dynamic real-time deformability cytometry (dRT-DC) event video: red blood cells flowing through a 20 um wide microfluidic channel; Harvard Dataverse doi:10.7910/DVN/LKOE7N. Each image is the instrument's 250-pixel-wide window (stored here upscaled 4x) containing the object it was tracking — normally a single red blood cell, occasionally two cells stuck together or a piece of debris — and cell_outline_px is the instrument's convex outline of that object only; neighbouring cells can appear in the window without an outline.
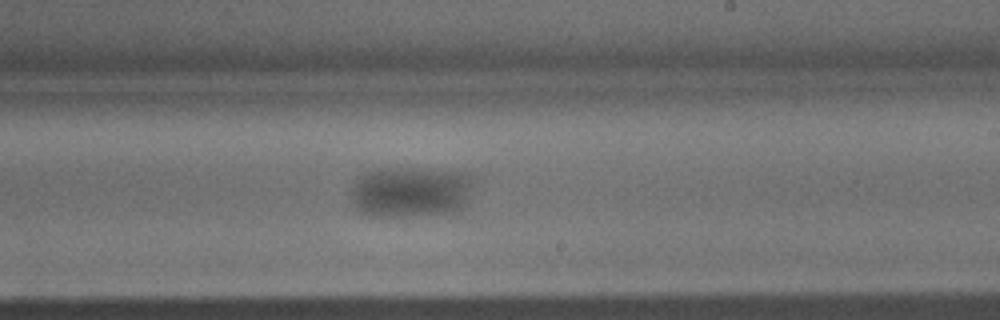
{"species": "common noctule bat (a hibernating species)", "species_latin": "Nyctalus noctula", "temperature_condition": "warm", "stored_images_in_passage": 36, "camera_frame_rate_fps": 3000, "um_per_image_px": 0.085, "animal": {"sex": "male", "body_mass_g": 15.6}, "frame": {"image": 1, "passage_image": 21, "time_ms": 6.667, "image_size_px": [1000, 320], "cell_outline_px": [[472, 184], [468, 196], [460, 212], [404, 216], [368, 216], [360, 212], [352, 204], [352, 188], [356, 180], [360, 176], [368, 172], [380, 168], [412, 168], [468, 172], [472, 176]], "centroid_in_image_um": [34.91, 16.31], "position_along_channel_um": 254.1, "area_um2": 36.53}}
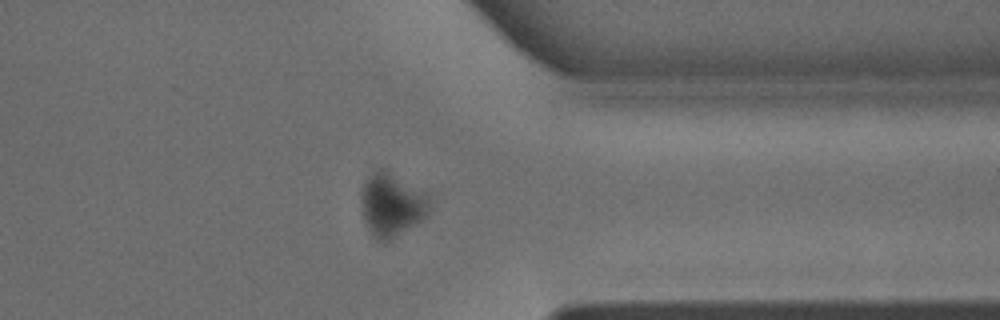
{"frame": {"image": 2, "passage_image": 28, "time_ms": 9.0, "image_size_px": [1000, 320], "cell_outline_px": [[428, 216], [424, 220], [388, 240], [376, 240], [372, 236], [368, 228], [360, 204], [360, 192], [364, 180], [376, 168], [384, 168], [428, 192]], "centroid_in_image_um": [33.29, 17.35], "position_along_channel_um": 378.1, "area_um2": 25.61}}
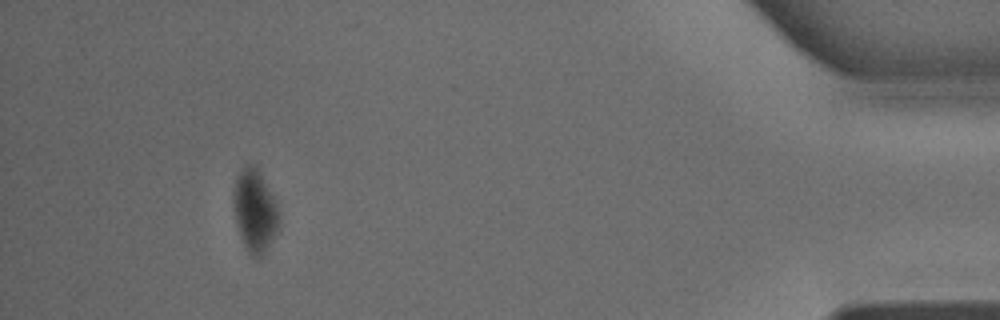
{"frame": {"image": 3, "passage_image": 33, "time_ms": 10.667, "image_size_px": [1000, 320], "cell_outline_px": [[280, 224], [264, 256], [252, 256], [248, 252], [240, 236], [236, 224], [232, 196], [232, 192], [236, 176], [244, 164], [252, 164], [256, 168], [276, 200], [280, 220]], "centroid_in_image_um": [21.65, 17.91], "position_along_channel_um": 413.6, "area_um2": 22.02}}